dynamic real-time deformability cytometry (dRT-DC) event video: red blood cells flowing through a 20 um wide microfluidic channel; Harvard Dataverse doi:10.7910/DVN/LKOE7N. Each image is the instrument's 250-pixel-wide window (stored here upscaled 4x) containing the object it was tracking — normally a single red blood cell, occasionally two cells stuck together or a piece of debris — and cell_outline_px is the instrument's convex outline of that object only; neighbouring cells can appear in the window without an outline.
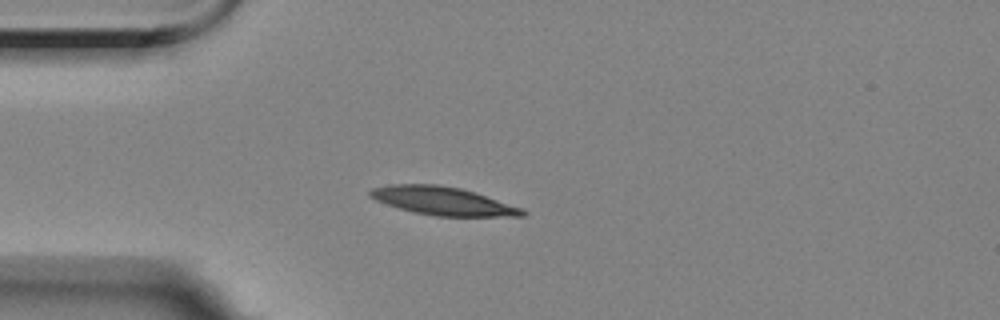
{"species": "Egyptian fruit bat (a non-hibernating species)", "species_latin": "Rousettus aegyptiacus", "temperature_condition": "room temperature", "stored_images_in_passage": 11, "camera_frame_rate_fps": 3000, "um_per_image_px": 0.085, "animal": {"sex": "female"}, "frame": {"image": 1, "passage_image": 4, "time_ms": 4.333, "image_size_px": [1000, 320], "cell_outline_px": [[528, 212], [524, 216], [436, 216], [412, 212], [376, 200], [368, 196], [368, 192], [372, 188], [392, 184], [436, 184], [460, 188], [520, 208]], "centroid_in_image_um": [37.57, 17.08], "position_along_channel_um": 47.4, "area_um2": 24.57}}
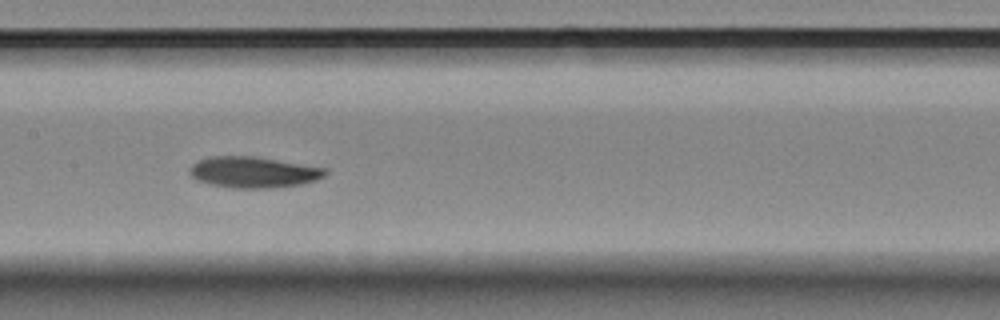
{"frame": {"image": 2, "passage_image": 8, "time_ms": 8.667, "image_size_px": [1000, 320], "cell_outline_px": [[328, 172], [324, 176], [316, 180], [300, 184], [272, 188], [232, 188], [212, 184], [196, 180], [188, 172], [188, 168], [196, 160], [208, 156], [256, 156], [328, 168]], "centroid_in_image_um": [21.52, 14.62], "position_along_channel_um": 185.9, "area_um2": 24.85}}
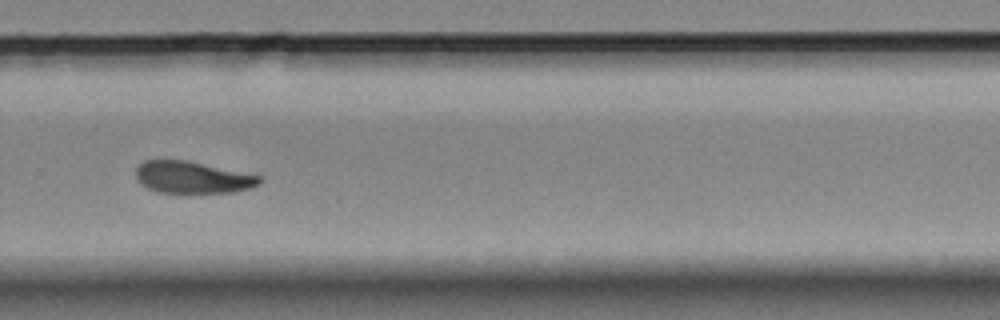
{"frame": {"image": 3, "passage_image": 11, "time_ms": 12.333, "image_size_px": [1000, 320], "cell_outline_px": [[264, 180], [260, 184], [252, 188], [232, 192], [156, 192], [140, 184], [136, 180], [136, 168], [144, 160], [184, 160], [264, 176]], "centroid_in_image_um": [16.39, 15.08], "position_along_channel_um": 313.4, "area_um2": 23.06}}